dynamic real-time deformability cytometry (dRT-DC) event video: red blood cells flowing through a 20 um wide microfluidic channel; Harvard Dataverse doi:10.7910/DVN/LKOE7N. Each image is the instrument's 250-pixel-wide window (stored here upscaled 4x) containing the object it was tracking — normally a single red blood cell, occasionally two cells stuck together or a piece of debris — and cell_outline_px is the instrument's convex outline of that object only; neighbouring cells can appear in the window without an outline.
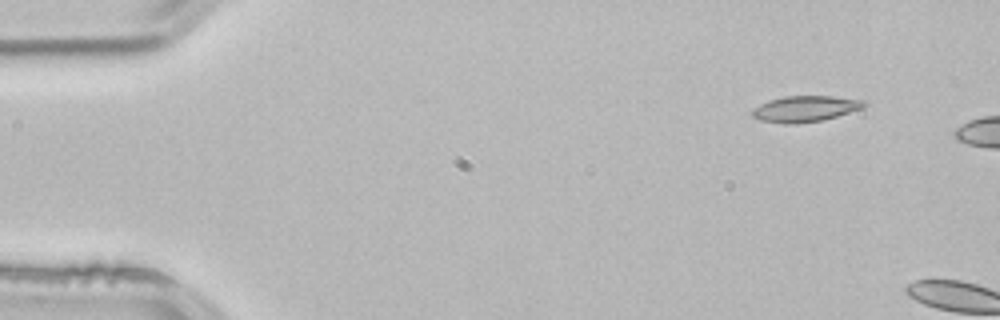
{"species": "common noctule bat (a hibernating species)", "species_latin": "Nyctalus noctula", "temperature_condition": "room temperature", "stored_images_in_passage": 5, "camera_frame_rate_fps": 3000, "um_per_image_px": 0.085, "animal": {"sex": "male", "body_mass_g": 21.5, "forearm_length_mm": 52.0}, "frame": {"image": 1, "passage_image": 1, "time_ms": 0.0, "image_size_px": [1000, 320], "cell_outline_px": [[868, 104], [864, 108], [824, 120], [796, 124], [784, 124], [760, 120], [752, 116], [752, 108], [768, 100], [784, 96], [832, 96], [864, 100]], "centroid_in_image_um": [68.45, 9.25], "position_along_channel_um": 16.6, "area_um2": 17.17}}